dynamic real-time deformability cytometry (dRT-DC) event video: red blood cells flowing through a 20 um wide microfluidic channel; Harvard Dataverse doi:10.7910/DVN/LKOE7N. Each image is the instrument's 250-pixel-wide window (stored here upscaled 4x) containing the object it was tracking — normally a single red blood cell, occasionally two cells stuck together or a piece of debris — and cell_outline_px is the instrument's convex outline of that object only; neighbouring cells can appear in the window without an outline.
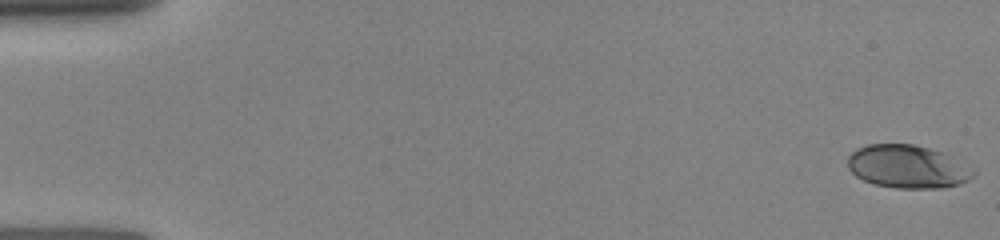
{"species": "human", "species_latin": "Homo sapiens", "temperature_condition": "room temperature", "stored_images_in_passage": 13, "camera_frame_rate_fps": 3000, "um_per_image_px": 0.085, "donor": {"sex": "female"}, "frame": {"image": 1, "passage_image": 1, "time_ms": 0.0, "image_size_px": [1000, 240], "cell_outline_px": [[976, 172], [968, 180], [960, 184], [940, 188], [896, 188], [876, 184], [864, 180], [856, 176], [848, 168], [848, 156], [856, 148], [868, 144], [912, 144], [944, 152], [976, 168]], "centroid_in_image_um": [77.18, 14.16], "position_along_channel_um": 7.8, "area_um2": 31.79}}
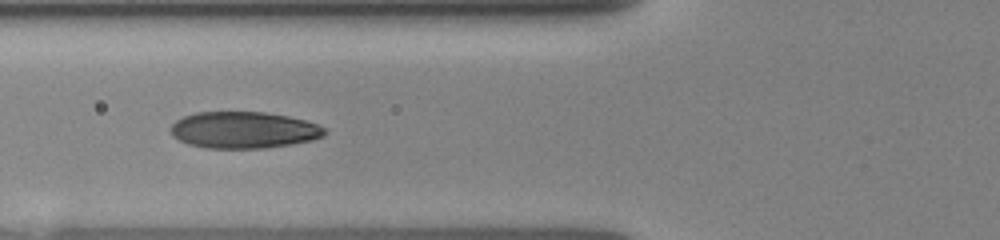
{"frame": {"image": 2, "passage_image": 10, "time_ms": 6.0, "image_size_px": [1000, 240], "cell_outline_px": [[328, 132], [324, 136], [312, 140], [292, 144], [264, 148], [204, 148], [188, 144], [172, 136], [172, 124], [176, 120], [184, 116], [196, 112], [264, 112], [288, 116], [304, 120], [316, 124], [324, 128]], "centroid_in_image_um": [20.72, 11.05], "position_along_channel_um": 105.1, "area_um2": 32.83}}
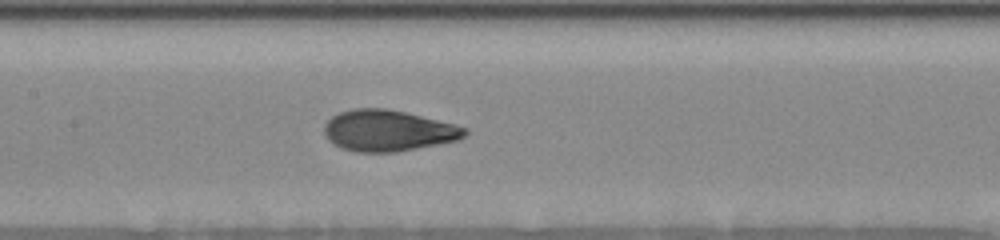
{"frame": {"image": 3, "passage_image": 13, "time_ms": 7.667, "image_size_px": [1000, 240], "cell_outline_px": [[468, 132], [460, 140], [396, 152], [356, 152], [340, 148], [332, 144], [328, 140], [324, 132], [324, 124], [332, 116], [340, 112], [352, 108], [384, 108], [404, 112], [456, 124], [468, 128]], "centroid_in_image_um": [32.98, 11.11], "position_along_channel_um": 174.4, "area_um2": 33.93}}